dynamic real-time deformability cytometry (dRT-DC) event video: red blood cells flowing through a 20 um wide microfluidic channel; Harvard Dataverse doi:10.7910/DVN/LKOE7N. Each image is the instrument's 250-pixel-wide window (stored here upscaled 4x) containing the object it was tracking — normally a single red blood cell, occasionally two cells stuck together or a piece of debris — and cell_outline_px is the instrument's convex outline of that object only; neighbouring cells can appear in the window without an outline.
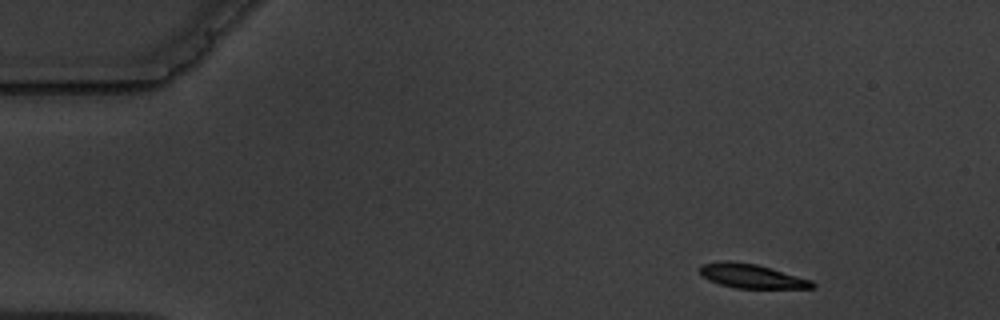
{"species": "common noctule bat (a hibernating species)", "species_latin": "Nyctalus noctula", "temperature_condition": "warm", "stored_images_in_passage": 3, "camera_frame_rate_fps": 3000, "um_per_image_px": 0.085, "animal": {"sex": "male", "body_mass_g": 19.5, "forearm_length_mm": 54.6}, "frame": {"image": 1, "passage_image": 1, "time_ms": 0.0, "image_size_px": [1000, 320], "cell_outline_px": [[816, 288], [736, 288], [720, 284], [708, 280], [700, 276], [700, 264], [720, 260], [728, 260], [756, 264], [812, 280], [816, 284]], "centroid_in_image_um": [63.84, 23.46], "position_along_channel_um": 21.2, "area_um2": 15.95}}